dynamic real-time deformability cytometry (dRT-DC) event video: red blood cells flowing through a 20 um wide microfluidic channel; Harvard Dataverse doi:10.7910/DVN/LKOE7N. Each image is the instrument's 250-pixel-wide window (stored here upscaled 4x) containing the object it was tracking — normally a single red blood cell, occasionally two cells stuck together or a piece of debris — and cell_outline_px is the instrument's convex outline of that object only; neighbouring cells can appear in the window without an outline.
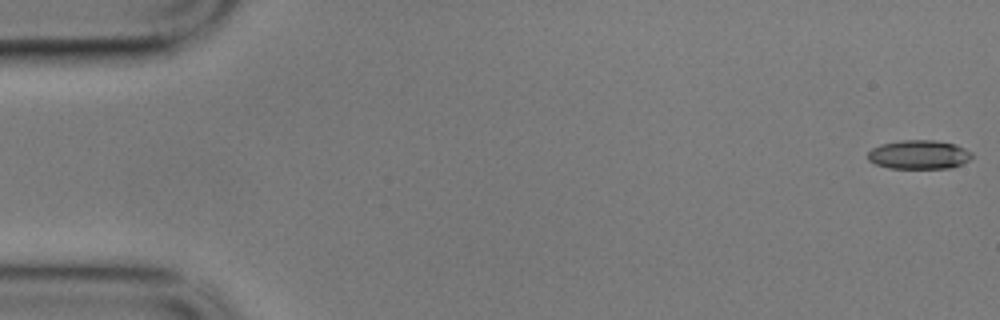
{"species": "common noctule bat (a hibernating species)", "species_latin": "Nyctalus noctula", "temperature_condition": "cold", "stored_images_in_passage": 57, "camera_frame_rate_fps": 3000, "um_per_image_px": 0.085, "animal": {"sex": "male", "body_mass_g": 17.9}, "frame": {"image": 1, "passage_image": 1, "time_ms": 0.0, "image_size_px": [1000, 320], "cell_outline_px": [[972, 156], [968, 160], [952, 168], [888, 168], [876, 164], [868, 160], [868, 152], [872, 148], [880, 144], [900, 140], [936, 140], [956, 144], [972, 152]], "centroid_in_image_um": [78.1, 13.13], "position_along_channel_um": 6.9, "area_um2": 17.63}}
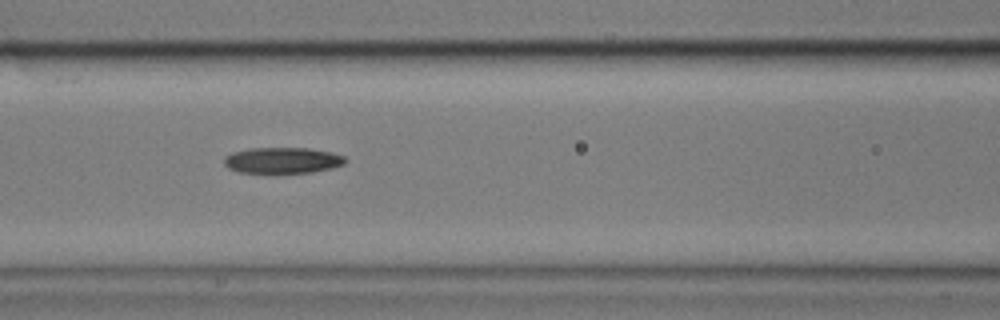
{"frame": {"image": 2, "passage_image": 24, "time_ms": 7.667, "image_size_px": [1000, 320], "cell_outline_px": [[348, 160], [344, 164], [332, 168], [312, 172], [240, 172], [228, 168], [224, 164], [224, 156], [232, 152], [248, 148], [308, 148], [332, 152], [344, 156]], "centroid_in_image_um": [24.02, 13.61], "position_along_channel_um": 142.6, "area_um2": 18.32}}
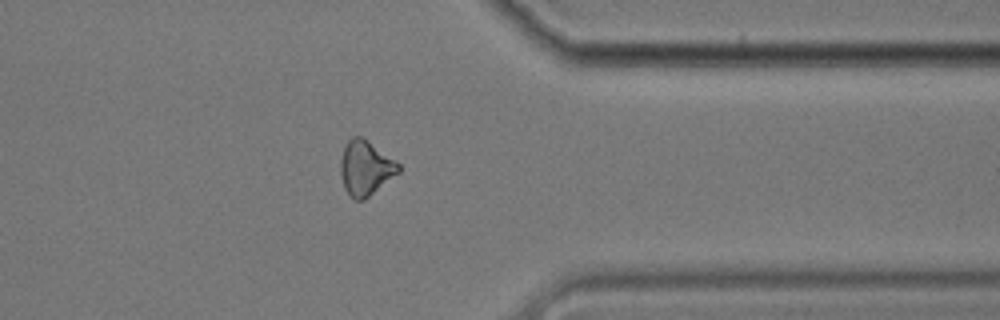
{"frame": {"image": 3, "passage_image": 45, "time_ms": 14.667, "image_size_px": [1000, 320], "cell_outline_px": [[400, 172], [364, 200], [356, 200], [344, 188], [340, 172], [340, 160], [344, 148], [348, 140], [352, 136], [360, 136], [368, 140], [396, 160], [400, 164]], "centroid_in_image_um": [31.08, 14.26], "position_along_channel_um": 380.3, "area_um2": 18.5}, "authors_computed_cell_mechanics": {"area_um2": 18.496, "velocity_mm_per_s": 3.5248, "shape_relaxation_time_tau1_ms": 4.3711, "shape_relaxation_time_tau2_ms": null, "deformation_change_tau1": 0.1181, "deformation_change_tau2": null}}